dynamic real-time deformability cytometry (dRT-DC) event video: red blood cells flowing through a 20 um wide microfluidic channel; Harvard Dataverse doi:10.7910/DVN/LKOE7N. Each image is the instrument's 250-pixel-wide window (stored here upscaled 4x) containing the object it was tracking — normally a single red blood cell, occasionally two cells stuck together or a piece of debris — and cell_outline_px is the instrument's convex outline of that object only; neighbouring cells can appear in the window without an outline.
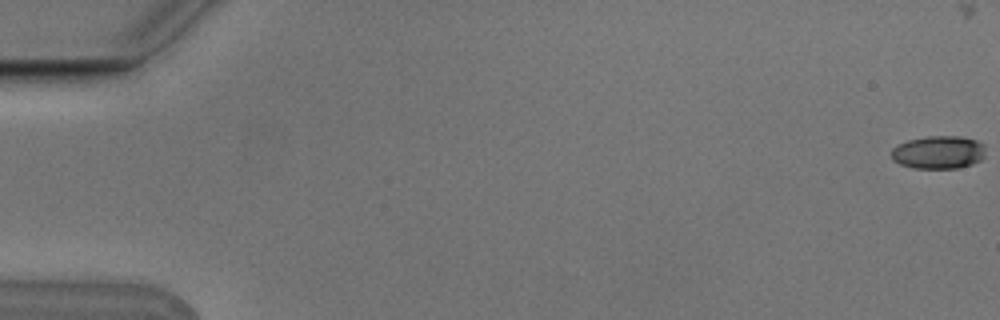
{"species": "Egyptian fruit bat (a non-hibernating species)", "species_latin": "Rousettus aegyptiacus", "temperature_condition": "cold", "stored_images_in_passage": 5, "camera_frame_rate_fps": 3000, "um_per_image_px": 0.085, "animal": {"sex": "male"}, "frame": {"image": 1, "passage_image": 1, "time_ms": 0.0, "image_size_px": [1000, 320], "cell_outline_px": [[984, 156], [980, 160], [972, 164], [956, 168], [912, 168], [900, 164], [892, 160], [892, 148], [908, 140], [928, 136], [960, 136], [976, 140], [984, 144]], "centroid_in_image_um": [79.77, 12.94], "position_along_channel_um": 5.2, "area_um2": 18.09}}
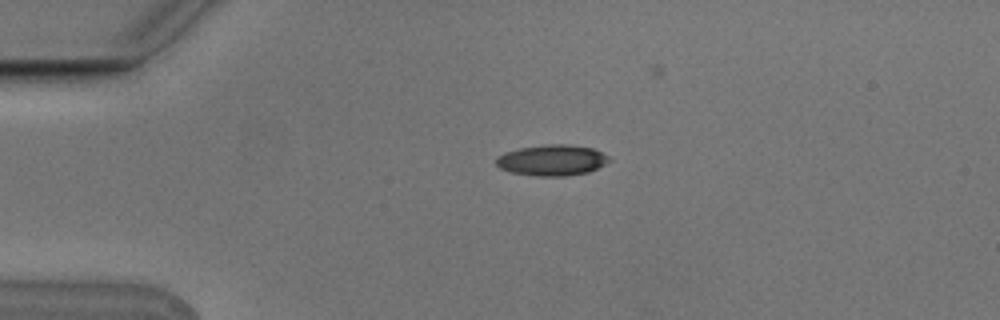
{"frame": {"image": 2, "passage_image": 4, "time_ms": 1.0, "image_size_px": [1000, 320], "cell_outline_px": [[612, 160], [588, 172], [564, 176], [536, 176], [512, 172], [500, 168], [496, 164], [496, 156], [504, 152], [520, 148], [544, 144], [568, 144], [592, 148], [608, 156]], "centroid_in_image_um": [46.9, 13.61], "position_along_channel_um": 38.1, "area_um2": 20.29}}